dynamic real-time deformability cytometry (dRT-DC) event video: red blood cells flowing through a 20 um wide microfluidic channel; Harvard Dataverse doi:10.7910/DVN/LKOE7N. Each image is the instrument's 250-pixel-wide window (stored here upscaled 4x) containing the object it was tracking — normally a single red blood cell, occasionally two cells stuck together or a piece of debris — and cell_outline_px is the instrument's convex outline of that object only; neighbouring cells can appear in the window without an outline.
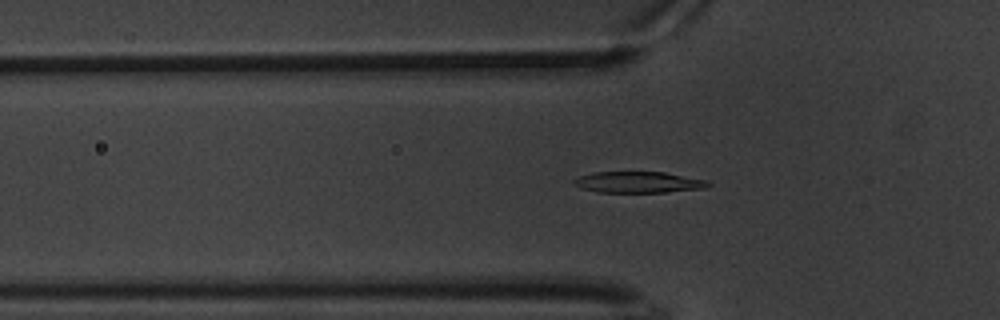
{"species": "common noctule bat (a hibernating species)", "species_latin": "Nyctalus noctula", "temperature_condition": "warm", "stored_images_in_passage": 62, "camera_frame_rate_fps": 3000, "um_per_image_px": 0.085, "animal": {"sex": "male", "body_mass_g": 20.1, "forearm_length_mm": 53.5}, "frame": {"image": 1, "passage_image": 21, "time_ms": 6.667, "image_size_px": [1000, 320], "cell_outline_px": [[712, 184], [708, 188], [668, 192], [596, 192], [580, 188], [572, 184], [572, 180], [580, 176], [592, 172], [664, 172], [708, 180]], "centroid_in_image_um": [54.28, 15.49], "position_along_channel_um": 71.5, "area_um2": 16.82}}
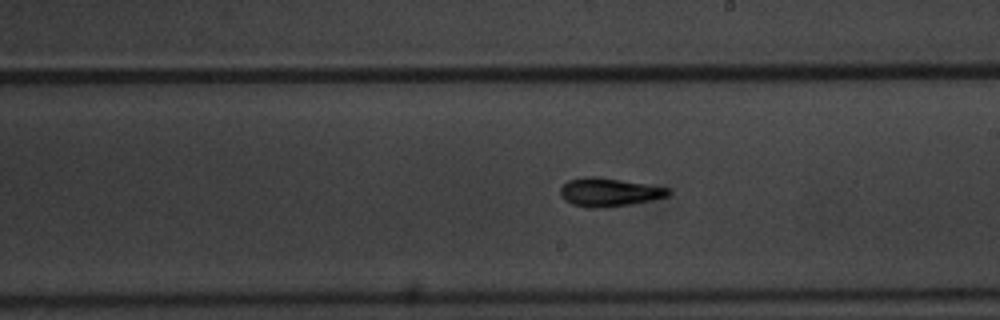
{"frame": {"image": 2, "passage_image": 36, "time_ms": 11.667, "image_size_px": [1000, 320], "cell_outline_px": [[672, 192], [668, 196], [652, 200], [628, 204], [596, 208], [588, 208], [572, 204], [564, 200], [560, 196], [560, 188], [568, 180], [584, 176], [596, 176], [668, 188]], "centroid_in_image_um": [51.72, 16.33], "position_along_channel_um": 237.3, "area_um2": 17.74}}
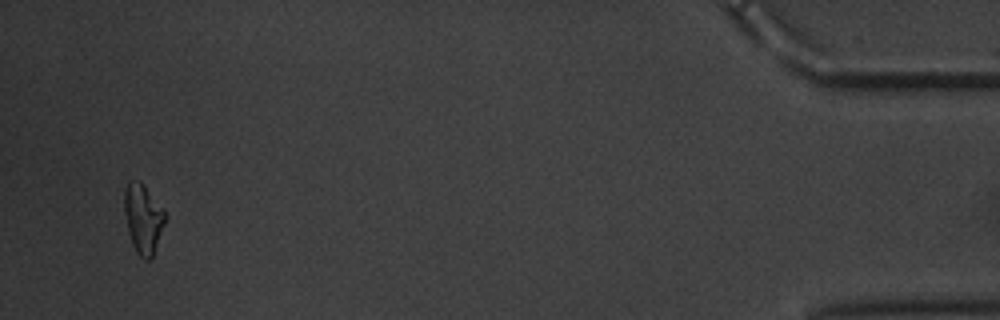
{"frame": {"image": 3, "passage_image": 60, "time_ms": 19.667, "image_size_px": [1000, 320], "cell_outline_px": [[164, 224], [152, 256], [148, 260], [144, 260], [136, 252], [132, 244], [124, 212], [124, 192], [128, 180], [140, 180], [144, 184], [164, 208]], "centroid_in_image_um": [12.15, 18.52], "position_along_channel_um": 423.1, "area_um2": 16.36}, "authors_computed_cell_mechanics": {"area_um2": 16.762, "velocity_mm_per_s": 3.2934, "shape_relaxation_time_tau1_ms": 3.3611, "shape_relaxation_time_tau2_ms": 3.3872, "deformation_change_tau1": 0.153, "deformation_change_tau2": 0.1248}}